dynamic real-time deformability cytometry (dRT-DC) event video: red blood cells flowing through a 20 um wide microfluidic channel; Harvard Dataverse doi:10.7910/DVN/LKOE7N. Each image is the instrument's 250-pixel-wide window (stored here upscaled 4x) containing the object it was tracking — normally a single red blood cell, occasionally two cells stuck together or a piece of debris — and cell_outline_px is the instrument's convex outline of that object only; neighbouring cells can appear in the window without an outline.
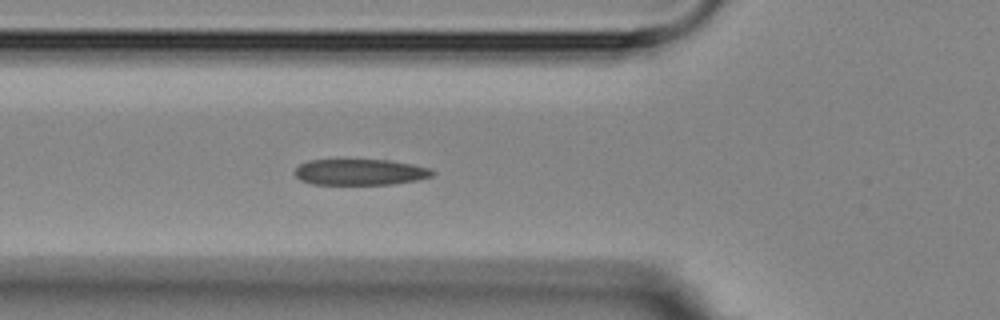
{"species": "Egyptian fruit bat (a non-hibernating species)", "species_latin": "Rousettus aegyptiacus", "temperature_condition": "room temperature", "stored_images_in_passage": 5, "camera_frame_rate_fps": 3000, "um_per_image_px": 0.085, "animal": {"sex": "female"}, "frame": {"image": 1, "passage_image": 5, "time_ms": 4.667, "image_size_px": [1000, 320], "cell_outline_px": [[436, 172], [432, 176], [416, 180], [392, 184], [312, 184], [300, 180], [296, 176], [296, 168], [300, 164], [308, 160], [388, 160], [412, 164], [432, 168]], "centroid_in_image_um": [30.64, 14.62], "position_along_channel_um": 95.2, "area_um2": 20.81}}